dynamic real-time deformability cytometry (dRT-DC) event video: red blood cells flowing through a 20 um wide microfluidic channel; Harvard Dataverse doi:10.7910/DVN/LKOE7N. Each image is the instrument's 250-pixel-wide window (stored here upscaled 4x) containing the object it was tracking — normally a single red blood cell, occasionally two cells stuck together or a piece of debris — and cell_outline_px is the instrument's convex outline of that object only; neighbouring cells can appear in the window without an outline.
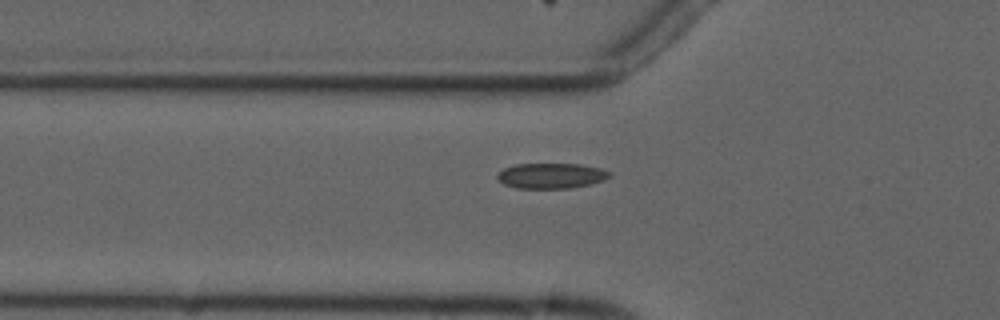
{"species": "common noctule bat (a hibernating species)", "species_latin": "Nyctalus noctula", "temperature_condition": "cold", "stored_images_in_passage": 2, "camera_frame_rate_fps": 3000, "um_per_image_px": 0.085, "animal": {"sex": "male", "forearm_length_mm": 52.5}, "frame": {"image": 1, "passage_image": 2, "time_ms": 2.0, "image_size_px": [1000, 320], "cell_outline_px": [[612, 176], [604, 180], [592, 184], [568, 188], [516, 188], [504, 184], [496, 176], [504, 168], [516, 164], [580, 164], [600, 168], [612, 172]], "centroid_in_image_um": [46.9, 14.94], "position_along_channel_um": 78.9, "area_um2": 16.59}}